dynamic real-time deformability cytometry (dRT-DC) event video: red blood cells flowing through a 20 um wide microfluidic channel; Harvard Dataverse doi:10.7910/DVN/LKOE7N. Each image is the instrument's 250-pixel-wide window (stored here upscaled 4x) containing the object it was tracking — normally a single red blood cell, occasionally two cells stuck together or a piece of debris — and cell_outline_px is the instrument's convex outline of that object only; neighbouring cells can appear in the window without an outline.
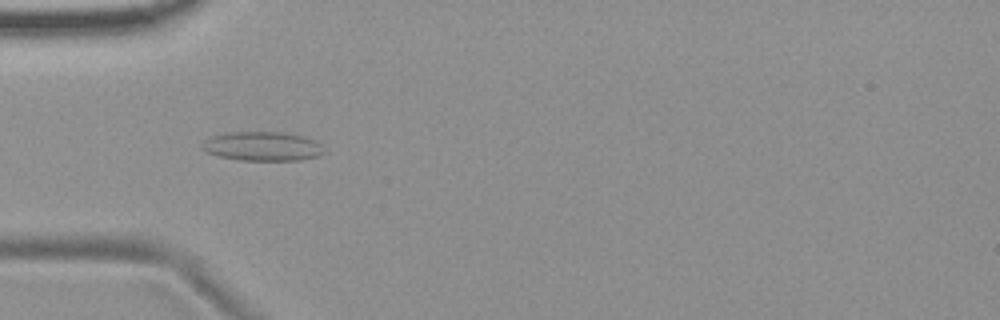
{"species": "common noctule bat (a hibernating species)", "species_latin": "Nyctalus noctula", "temperature_condition": "room temperature", "stored_images_in_passage": 44, "camera_frame_rate_fps": 3000, "um_per_image_px": 0.085, "animal": {"sex": "female", "body_mass_g": 19.9}, "frame": {"image": 1, "passage_image": 13, "time_ms": 4.0, "image_size_px": [1000, 320], "cell_outline_px": [[324, 152], [320, 156], [300, 160], [240, 160], [220, 156], [204, 152], [200, 148], [204, 140], [212, 136], [228, 132], [280, 132], [304, 136], [316, 140], [320, 144]], "centroid_in_image_um": [22.3, 12.43], "position_along_channel_um": 62.7, "area_um2": 20.81}}
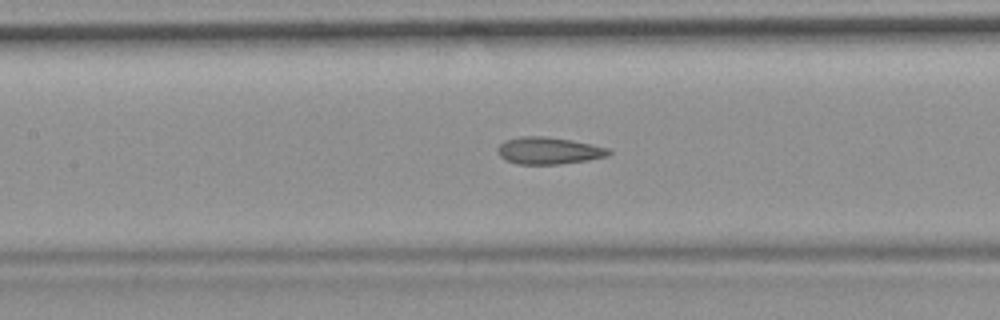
{"frame": {"image": 2, "passage_image": 21, "time_ms": 6.667, "image_size_px": [1000, 320], "cell_outline_px": [[612, 152], [608, 156], [588, 160], [556, 164], [516, 164], [504, 160], [496, 152], [496, 148], [504, 140], [520, 136], [544, 136], [572, 140], [592, 144], [608, 148]], "centroid_in_image_um": [46.6, 12.8], "position_along_channel_um": 160.8, "area_um2": 17.69}}
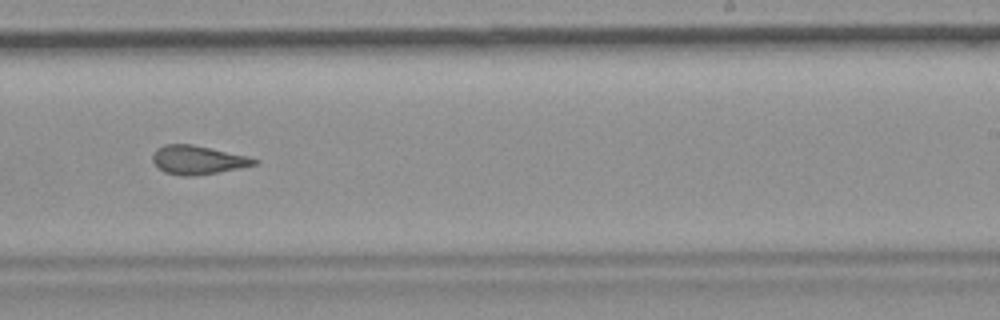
{"frame": {"image": 3, "passage_image": 30, "time_ms": 9.667, "image_size_px": [1000, 320], "cell_outline_px": [[260, 160], [256, 164], [240, 168], [192, 176], [180, 176], [164, 172], [152, 160], [152, 156], [156, 148], [164, 144], [192, 144], [248, 156]], "centroid_in_image_um": [16.8, 13.59], "position_along_channel_um": 272.2, "area_um2": 16.94}, "authors_computed_cell_mechanics": {"area_um2": 18.4093, "velocity_mm_per_s": 3.7374, "shape_relaxation_time_tau1_ms": null, "shape_relaxation_time_tau2_ms": 2.4658, "deformation_change_tau1": null, "deformation_change_tau2": 0.1147}}